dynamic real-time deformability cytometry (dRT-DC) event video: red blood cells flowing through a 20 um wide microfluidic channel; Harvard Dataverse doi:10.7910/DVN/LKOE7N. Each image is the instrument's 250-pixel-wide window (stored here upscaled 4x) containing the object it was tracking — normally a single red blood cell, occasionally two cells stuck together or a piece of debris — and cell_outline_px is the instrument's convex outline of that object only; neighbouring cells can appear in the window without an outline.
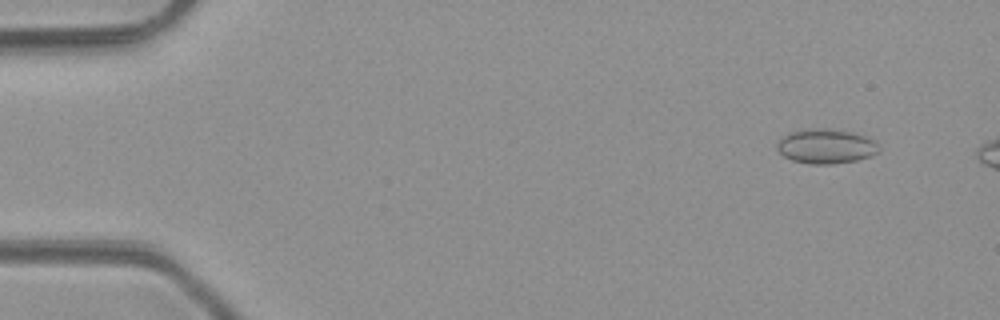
{"species": "common noctule bat (a hibernating species)", "species_latin": "Nyctalus noctula", "temperature_condition": "room temperature", "stored_images_in_passage": 5, "camera_frame_rate_fps": 3000, "um_per_image_px": 0.085, "animal": {"sex": "male", "body_mass_g": 23.1, "forearm_length_mm": 52.7}, "frame": {"image": 1, "passage_image": 2, "time_ms": 1.0, "image_size_px": [1000, 320], "cell_outline_px": [[880, 152], [872, 156], [856, 160], [832, 164], [808, 164], [792, 160], [784, 156], [776, 148], [776, 144], [784, 136], [792, 132], [852, 132], [876, 140], [880, 148]], "centroid_in_image_um": [70.28, 12.51], "position_along_channel_um": 14.7, "area_um2": 19.54}}
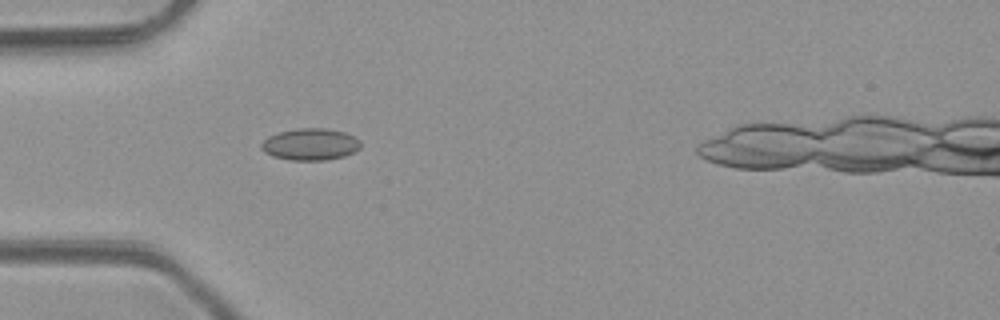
{"frame": {"image": 2, "passage_image": 5, "time_ms": 4.667, "image_size_px": [1000, 320], "cell_outline_px": [[360, 148], [344, 156], [324, 160], [292, 160], [272, 156], [264, 152], [260, 148], [260, 144], [268, 136], [280, 132], [296, 128], [328, 128], [344, 132], [360, 140]], "centroid_in_image_um": [26.35, 12.26], "position_along_channel_um": 58.7, "area_um2": 18.38}}